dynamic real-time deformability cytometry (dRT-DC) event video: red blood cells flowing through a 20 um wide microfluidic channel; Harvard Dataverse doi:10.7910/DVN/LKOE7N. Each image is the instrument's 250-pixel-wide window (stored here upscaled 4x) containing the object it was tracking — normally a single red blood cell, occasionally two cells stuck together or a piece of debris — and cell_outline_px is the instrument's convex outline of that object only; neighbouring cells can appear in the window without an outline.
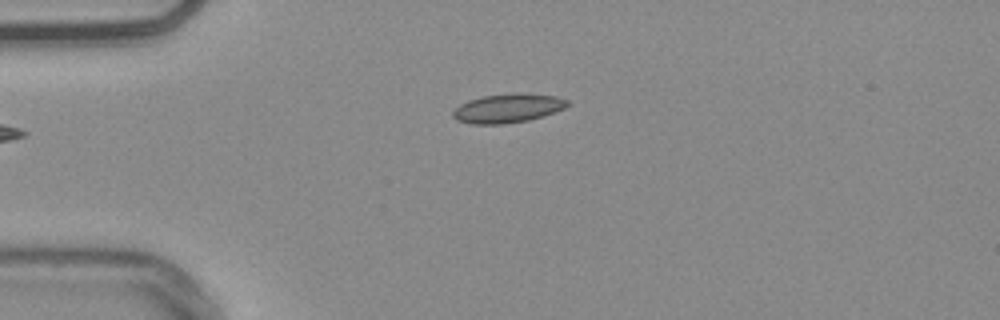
{"species": "common noctule bat (a hibernating species)", "species_latin": "Nyctalus noctula", "temperature_condition": "warm", "stored_images_in_passage": 41, "camera_frame_rate_fps": 3000, "um_per_image_px": 0.085, "animal": {"sex": "male", "body_mass_g": 20.4}, "frame": {"image": 1, "passage_image": 1, "time_ms": 0.0, "image_size_px": [1000, 320], "cell_outline_px": [[568, 104], [564, 108], [544, 116], [528, 120], [500, 124], [472, 124], [456, 120], [452, 116], [452, 112], [460, 104], [468, 100], [484, 96], [556, 96], [568, 100]], "centroid_in_image_um": [43.09, 9.26], "position_along_channel_um": 41.9, "area_um2": 18.26}}
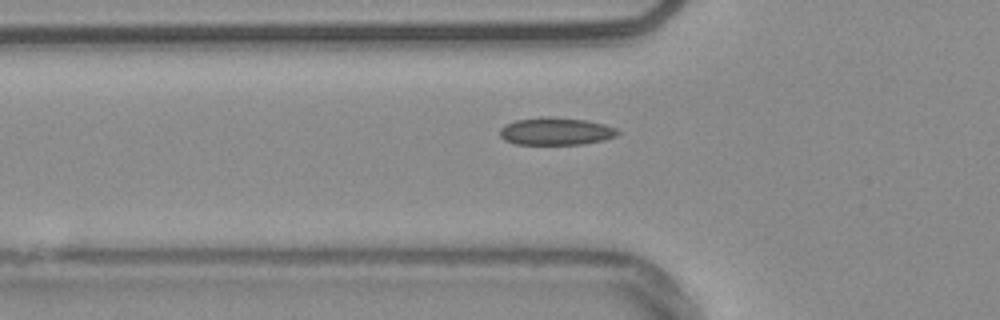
{"frame": {"image": 2, "passage_image": 6, "time_ms": 1.667, "image_size_px": [1000, 320], "cell_outline_px": [[620, 132], [616, 136], [604, 140], [584, 144], [516, 144], [504, 140], [500, 136], [500, 128], [504, 124], [516, 120], [544, 116], [548, 116], [588, 120], [604, 124], [616, 128]], "centroid_in_image_um": [47.25, 11.15], "position_along_channel_um": 78.6, "area_um2": 19.07}}
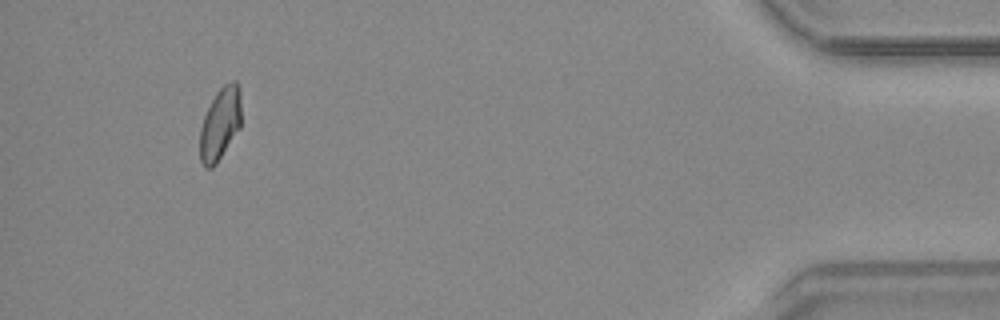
{"frame": {"image": 3, "passage_image": 38, "time_ms": 12.333, "image_size_px": [1000, 320], "cell_outline_px": [[240, 128], [216, 164], [212, 168], [204, 168], [200, 160], [200, 128], [204, 116], [216, 92], [224, 84], [232, 80], [236, 80], [240, 88]], "centroid_in_image_um": [18.71, 10.52], "position_along_channel_um": 416.5, "area_um2": 17.46}, "authors_computed_cell_mechanics": {"area_um2": 17.7446, "velocity_mm_per_s": 3.8001, "shape_relaxation_time_tau1_ms": null, "shape_relaxation_time_tau2_ms": 2.2477, "deformation_change_tau1": null, "deformation_change_tau2": 0.0681}}